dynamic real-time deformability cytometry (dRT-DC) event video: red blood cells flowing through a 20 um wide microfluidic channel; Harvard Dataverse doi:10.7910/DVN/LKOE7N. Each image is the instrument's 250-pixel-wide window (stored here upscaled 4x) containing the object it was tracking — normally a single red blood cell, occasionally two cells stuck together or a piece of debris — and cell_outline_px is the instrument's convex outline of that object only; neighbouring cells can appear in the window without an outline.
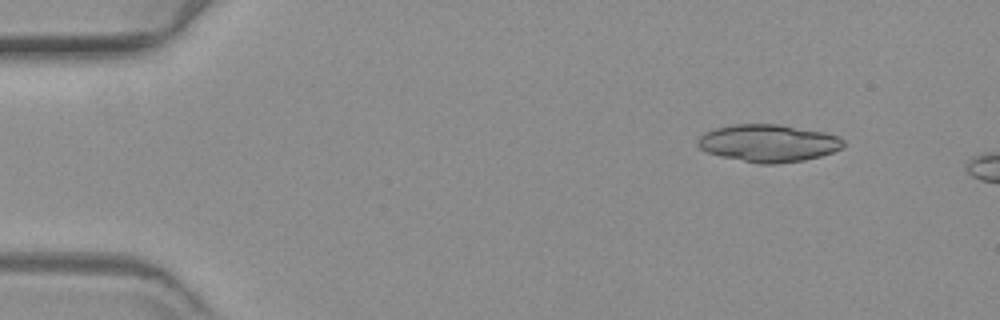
{"species": "common noctule bat (a hibernating species)", "species_latin": "Nyctalus noctula", "temperature_condition": "warm", "stored_images_in_passage": 11, "camera_frame_rate_fps": 3000, "um_per_image_px": 0.085, "animal": {"sex": "female", "body_mass_g": 19.3, "forearm_length_mm": 54.1}, "frame": {"image": 1, "passage_image": 1, "time_ms": 0.0, "image_size_px": [1000, 320], "cell_outline_px": [[844, 148], [820, 156], [804, 160], [776, 164], [760, 164], [720, 156], [708, 152], [700, 148], [696, 144], [696, 140], [704, 132], [716, 128], [732, 124], [780, 124], [824, 132], [840, 136], [844, 140]], "centroid_in_image_um": [65.32, 12.16], "position_along_channel_um": 19.7, "area_um2": 31.96}}